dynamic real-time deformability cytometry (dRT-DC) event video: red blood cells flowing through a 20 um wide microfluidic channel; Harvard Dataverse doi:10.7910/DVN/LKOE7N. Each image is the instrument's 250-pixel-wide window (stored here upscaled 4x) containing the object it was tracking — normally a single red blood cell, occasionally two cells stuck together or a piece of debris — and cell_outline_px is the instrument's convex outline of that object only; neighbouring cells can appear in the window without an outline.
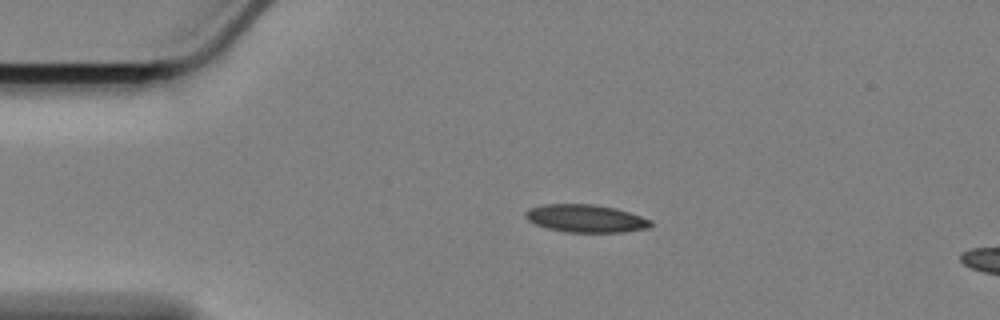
{"species": "Egyptian fruit bat (a non-hibernating species)", "species_latin": "Rousettus aegyptiacus", "temperature_condition": "cold", "stored_images_in_passage": 37, "camera_frame_rate_fps": 3000, "um_per_image_px": 0.085, "animal": {"sex": "female"}, "frame": {"image": 1, "passage_image": 1, "time_ms": 0.0, "image_size_px": [1000, 320], "cell_outline_px": [[652, 224], [648, 228], [624, 232], [564, 232], [548, 228], [536, 224], [528, 220], [524, 216], [524, 212], [528, 208], [544, 204], [592, 204], [616, 208], [652, 220]], "centroid_in_image_um": [49.76, 18.56], "position_along_channel_um": 35.2, "area_um2": 20.29}}
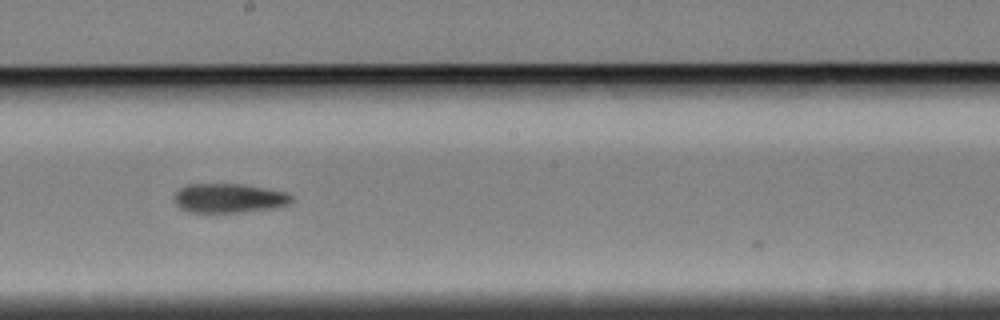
{"frame": {"image": 2, "passage_image": 21, "time_ms": 6.667, "image_size_px": [1000, 320], "cell_outline_px": [[292, 200], [288, 204], [276, 208], [244, 212], [188, 212], [180, 208], [176, 204], [176, 192], [180, 188], [188, 184], [240, 184], [288, 192], [292, 196]], "centroid_in_image_um": [19.49, 16.85], "position_along_channel_um": 228.7, "area_um2": 19.94}}
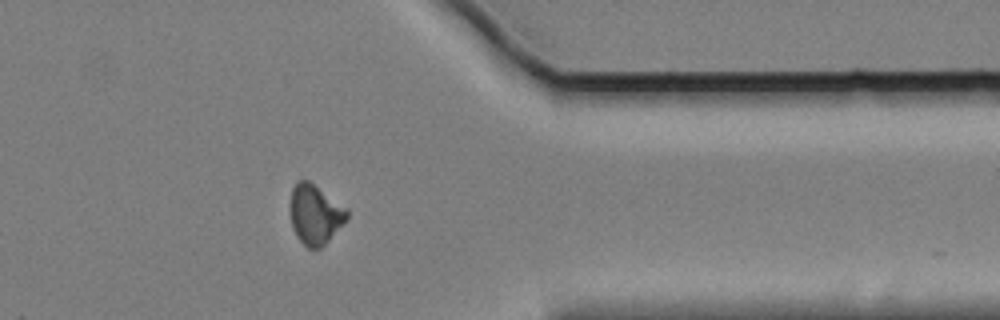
{"frame": {"image": 3, "passage_image": 36, "time_ms": 11.667, "image_size_px": [1000, 320], "cell_outline_px": [[348, 216], [328, 240], [320, 248], [308, 248], [296, 236], [292, 224], [292, 188], [296, 180], [308, 180], [348, 208]], "centroid_in_image_um": [26.8, 18.2], "position_along_channel_um": 384.6, "area_um2": 19.19}}